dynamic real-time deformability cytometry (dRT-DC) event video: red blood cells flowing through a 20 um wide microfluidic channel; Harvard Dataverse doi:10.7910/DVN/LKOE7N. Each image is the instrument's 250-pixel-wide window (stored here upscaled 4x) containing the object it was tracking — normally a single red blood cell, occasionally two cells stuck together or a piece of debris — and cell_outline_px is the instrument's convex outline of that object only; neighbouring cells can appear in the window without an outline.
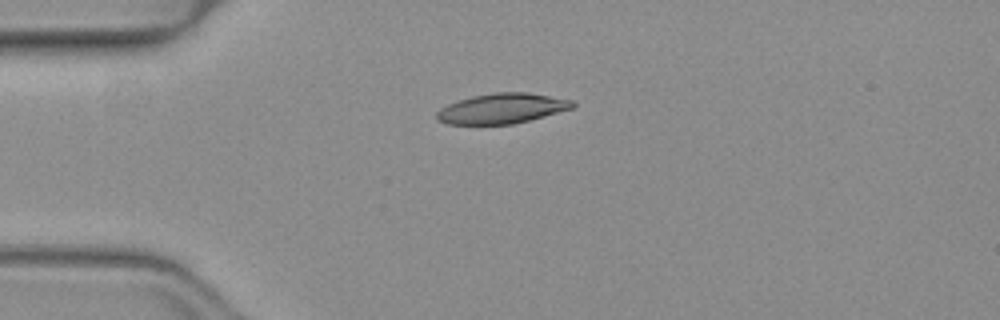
{"species": "common noctule bat (a hibernating species)", "species_latin": "Nyctalus noctula", "temperature_condition": "warm", "stored_images_in_passage": 39, "camera_frame_rate_fps": 3000, "um_per_image_px": 0.085, "animal": {"sex": "female", "body_mass_g": 19.3, "forearm_length_mm": 54.1}, "frame": {"image": 1, "passage_image": 1, "time_ms": 0.0, "image_size_px": [1000, 320], "cell_outline_px": [[576, 104], [572, 108], [544, 116], [512, 124], [448, 124], [436, 120], [436, 112], [440, 108], [448, 104], [472, 96], [496, 92], [528, 92], [572, 100]], "centroid_in_image_um": [42.64, 9.22], "position_along_channel_um": 42.4, "area_um2": 23.7}}
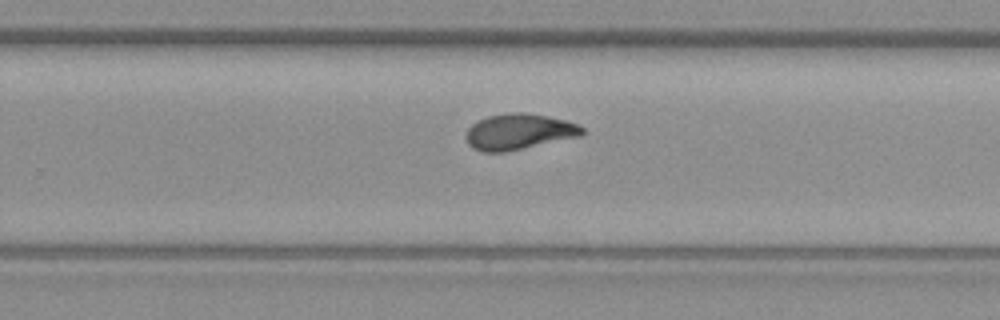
{"frame": {"image": 2, "passage_image": 21, "time_ms": 6.667, "image_size_px": [1000, 320], "cell_outline_px": [[584, 132], [580, 136], [508, 152], [484, 152], [472, 148], [468, 144], [464, 136], [468, 128], [476, 120], [488, 116], [512, 112], [524, 112], [564, 120], [576, 124], [584, 128]], "centroid_in_image_um": [44.05, 11.21], "position_along_channel_um": 285.7, "area_um2": 24.33}}
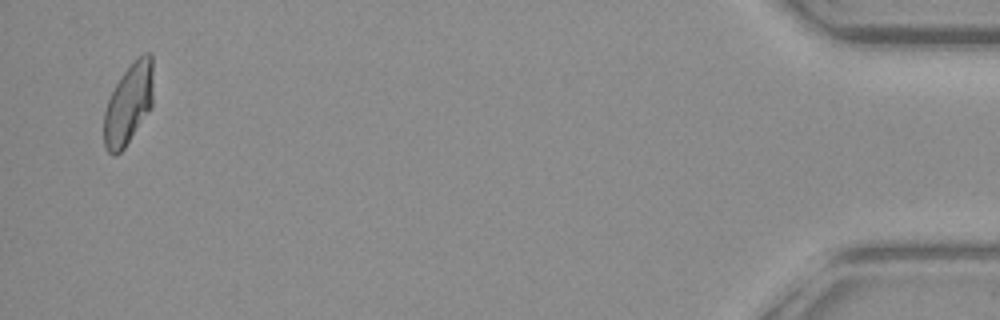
{"frame": {"image": 3, "passage_image": 38, "time_ms": 12.333, "image_size_px": [1000, 320], "cell_outline_px": [[152, 108], [124, 148], [116, 156], [112, 156], [104, 148], [104, 112], [108, 100], [116, 84], [132, 60], [136, 56], [144, 52], [148, 52], [152, 56]], "centroid_in_image_um": [10.93, 8.84], "position_along_channel_um": 424.3, "area_um2": 23.41}, "authors_computed_cell_mechanics": {"area_um2": 23.8714, "velocity_mm_per_s": 4.021, "shape_relaxation_time_tau1_ms": 4.4497, "shape_relaxation_time_tau2_ms": 1.1245, "deformation_change_tau1": 0.1815, "deformation_change_tau2": 0.0611}}